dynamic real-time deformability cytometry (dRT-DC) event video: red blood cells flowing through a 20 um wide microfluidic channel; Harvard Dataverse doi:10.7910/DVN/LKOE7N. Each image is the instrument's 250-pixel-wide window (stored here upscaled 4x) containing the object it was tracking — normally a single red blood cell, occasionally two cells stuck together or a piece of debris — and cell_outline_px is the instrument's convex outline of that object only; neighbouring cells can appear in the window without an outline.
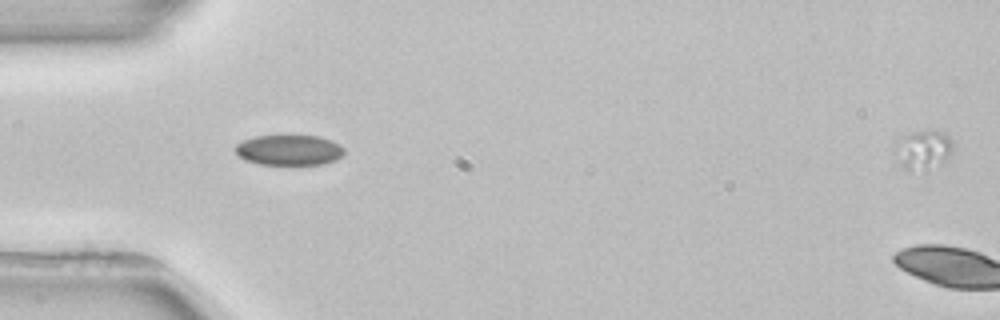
{"species": "common noctule bat (a hibernating species)", "species_latin": "Nyctalus noctula", "temperature_condition": "room temperature", "stored_images_in_passage": 4, "segment_of_instrument_passage": [2, 2], "camera_frame_rate_fps": 3000, "um_per_image_px": 0.085, "animal": {"sex": "female", "body_mass_g": 22.7, "forearm_length_mm": 54.2}, "frame": {"image": 1, "passage_image": 4, "time_ms": 4.333, "image_size_px": [1000, 320], "cell_outline_px": [[952, 148], [948, 156], [944, 160], [924, 172], [908, 172], [904, 168], [892, 152], [896, 144], [904, 136], [916, 132], [944, 132], [952, 140]], "centroid_in_image_um": [78.42, 12.79], "position_along_channel_um": 6.6, "area_um2": 13.06}}